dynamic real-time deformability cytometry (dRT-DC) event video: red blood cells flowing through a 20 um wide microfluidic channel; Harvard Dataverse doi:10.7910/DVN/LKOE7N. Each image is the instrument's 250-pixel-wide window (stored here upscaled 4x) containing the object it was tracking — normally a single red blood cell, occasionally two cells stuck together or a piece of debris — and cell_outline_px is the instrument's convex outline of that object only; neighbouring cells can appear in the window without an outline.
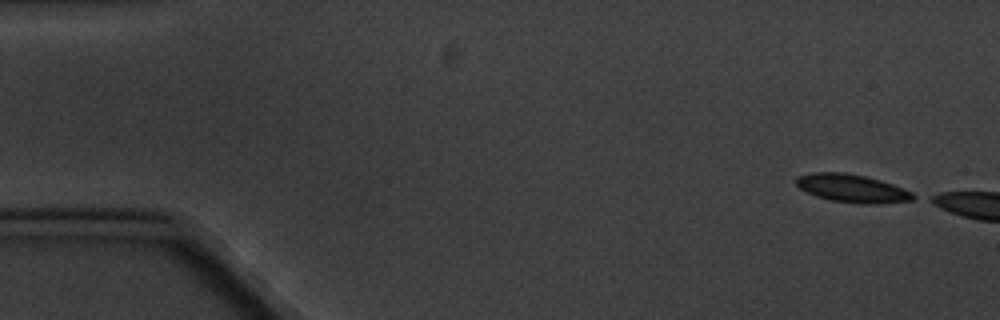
{"species": "common noctule bat (a hibernating species)", "species_latin": "Nyctalus noctula", "temperature_condition": "cold", "stored_images_in_passage": 5, "camera_frame_rate_fps": 3000, "um_per_image_px": 0.085, "animal": {"sex": "male", "body_mass_g": 20.1, "forearm_length_mm": 53.5}, "frame": {"image": 1, "passage_image": 1, "time_ms": 0.0, "image_size_px": [1000, 320], "cell_outline_px": [[920, 196], [912, 200], [880, 204], [864, 204], [832, 200], [816, 196], [800, 188], [796, 184], [796, 176], [812, 172], [844, 172], [864, 176], [880, 180], [904, 188]], "centroid_in_image_um": [72.47, 16.01], "position_along_channel_um": 12.5, "area_um2": 19.19}}